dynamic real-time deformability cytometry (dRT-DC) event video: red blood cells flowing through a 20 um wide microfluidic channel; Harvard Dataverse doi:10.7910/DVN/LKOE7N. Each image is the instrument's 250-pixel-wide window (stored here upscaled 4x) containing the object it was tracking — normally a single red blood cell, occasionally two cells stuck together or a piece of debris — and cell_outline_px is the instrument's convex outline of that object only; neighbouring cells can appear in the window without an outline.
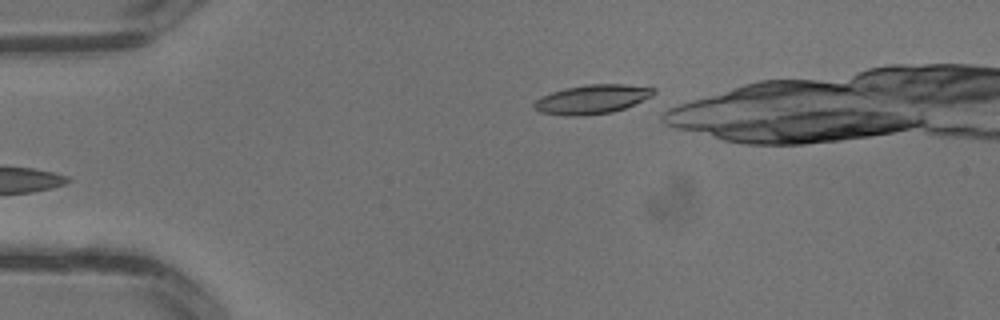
{"species": "common noctule bat (a hibernating species)", "species_latin": "Nyctalus noctula", "temperature_condition": "warm", "stored_images_in_passage": 3, "camera_frame_rate_fps": 3000, "um_per_image_px": 0.085, "animal": {"sex": "male", "body_mass_g": 13.3}, "frame": {"image": 1, "passage_image": 3, "time_ms": 0.667, "image_size_px": [1000, 320], "cell_outline_px": [[656, 92], [652, 96], [624, 108], [612, 112], [584, 116], [564, 116], [540, 112], [532, 108], [532, 104], [540, 96], [564, 88], [584, 84], [624, 84], [656, 88]], "centroid_in_image_um": [50.28, 8.44], "position_along_channel_um": 34.7, "area_um2": 20.52}}